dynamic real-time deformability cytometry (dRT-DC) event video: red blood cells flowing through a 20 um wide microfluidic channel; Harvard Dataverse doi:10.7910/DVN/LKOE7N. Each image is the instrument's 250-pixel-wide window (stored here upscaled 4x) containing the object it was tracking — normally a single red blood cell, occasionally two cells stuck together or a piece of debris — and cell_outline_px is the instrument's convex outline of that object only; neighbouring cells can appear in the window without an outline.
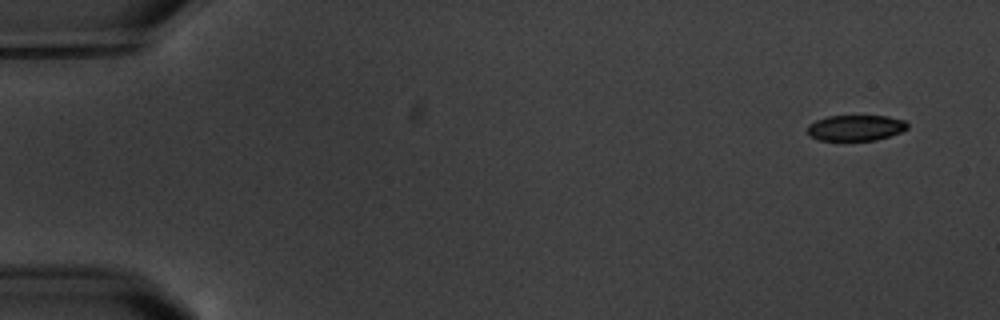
{"species": "common noctule bat (a hibernating species)", "species_latin": "Nyctalus noctula", "temperature_condition": "warm", "stored_images_in_passage": 5, "camera_frame_rate_fps": 3000, "um_per_image_px": 0.085, "animal": {"sex": "male", "body_mass_g": 20.1, "forearm_length_mm": 53.5}, "frame": {"image": 1, "passage_image": 1, "time_ms": 0.0, "image_size_px": [1000, 320], "cell_outline_px": [[908, 128], [900, 132], [876, 140], [816, 140], [808, 136], [808, 124], [816, 120], [828, 116], [888, 116], [904, 120], [908, 124]], "centroid_in_image_um": [72.7, 10.86], "position_along_channel_um": 12.3, "area_um2": 15.03}}
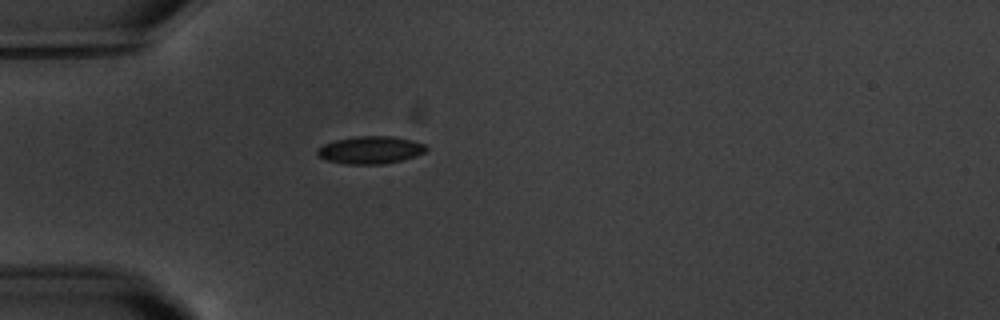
{"frame": {"image": 2, "passage_image": 5, "time_ms": 4.667, "image_size_px": [1000, 320], "cell_outline_px": [[428, 148], [424, 152], [416, 156], [384, 164], [344, 164], [324, 160], [316, 156], [316, 148], [324, 144], [336, 140], [356, 136], [392, 136], [412, 140], [424, 144]], "centroid_in_image_um": [31.43, 12.75], "position_along_channel_um": 53.6, "area_um2": 17.63}}